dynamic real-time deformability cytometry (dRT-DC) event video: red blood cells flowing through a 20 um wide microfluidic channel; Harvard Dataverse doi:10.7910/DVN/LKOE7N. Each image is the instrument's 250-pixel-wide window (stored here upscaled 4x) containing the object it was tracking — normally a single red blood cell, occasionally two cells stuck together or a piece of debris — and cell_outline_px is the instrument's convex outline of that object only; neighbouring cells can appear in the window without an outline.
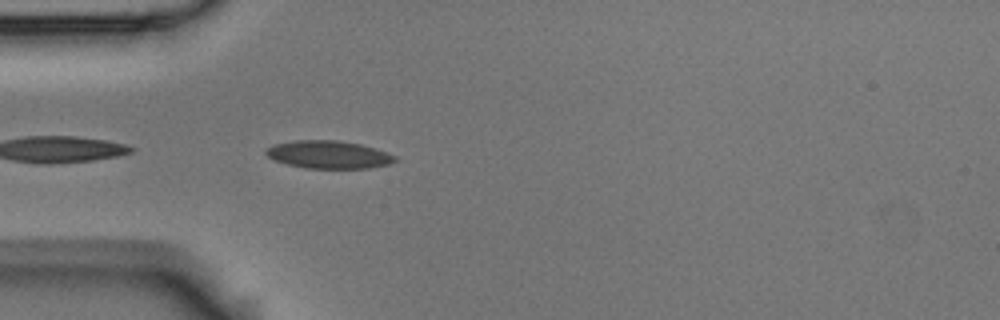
{"species": "Egyptian fruit bat (a non-hibernating species)", "species_latin": "Rousettus aegyptiacus", "temperature_condition": "room temperature", "stored_images_in_passage": 5, "camera_frame_rate_fps": 3000, "um_per_image_px": 0.085, "animal": {"sex": "male"}, "frame": {"image": 1, "passage_image": 5, "time_ms": 1.333, "image_size_px": [1000, 320], "cell_outline_px": [[396, 160], [388, 164], [368, 168], [304, 168], [288, 164], [276, 160], [268, 156], [264, 152], [272, 144], [296, 140], [336, 140], [360, 144], [396, 156]], "centroid_in_image_um": [27.89, 13.14], "position_along_channel_um": 57.1, "area_um2": 20.58}}